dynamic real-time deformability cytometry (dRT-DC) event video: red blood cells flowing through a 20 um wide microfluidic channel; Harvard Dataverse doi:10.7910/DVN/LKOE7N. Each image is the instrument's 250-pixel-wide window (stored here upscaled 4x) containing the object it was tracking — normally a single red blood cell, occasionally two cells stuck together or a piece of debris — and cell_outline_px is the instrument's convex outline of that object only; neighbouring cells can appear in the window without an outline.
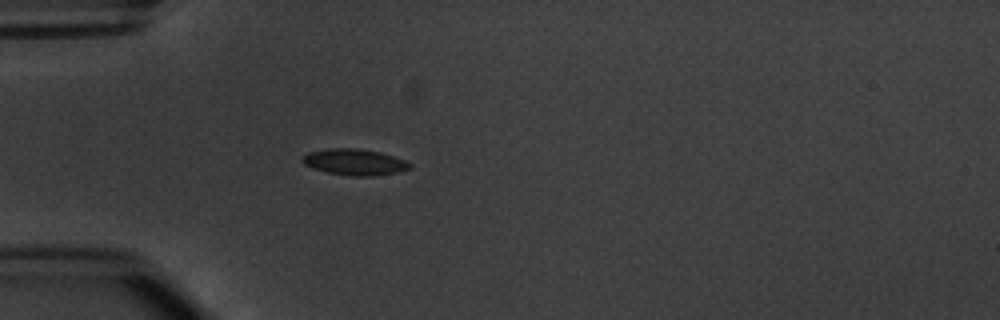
{"species": "common noctule bat (a hibernating species)", "species_latin": "Nyctalus noctula", "temperature_condition": "warm", "stored_images_in_passage": 4, "camera_frame_rate_fps": 3000, "um_per_image_px": 0.085, "animal": {"sex": "male", "body_mass_g": 20.1, "forearm_length_mm": 53.5}, "frame": {"image": 1, "passage_image": 4, "time_ms": 3.667, "image_size_px": [1000, 320], "cell_outline_px": [[412, 168], [400, 172], [372, 176], [352, 176], [328, 172], [312, 168], [304, 164], [300, 160], [300, 156], [308, 152], [328, 148], [356, 148], [380, 152], [404, 160], [412, 164]], "centroid_in_image_um": [30.11, 13.77], "position_along_channel_um": 54.9, "area_um2": 16.53}}